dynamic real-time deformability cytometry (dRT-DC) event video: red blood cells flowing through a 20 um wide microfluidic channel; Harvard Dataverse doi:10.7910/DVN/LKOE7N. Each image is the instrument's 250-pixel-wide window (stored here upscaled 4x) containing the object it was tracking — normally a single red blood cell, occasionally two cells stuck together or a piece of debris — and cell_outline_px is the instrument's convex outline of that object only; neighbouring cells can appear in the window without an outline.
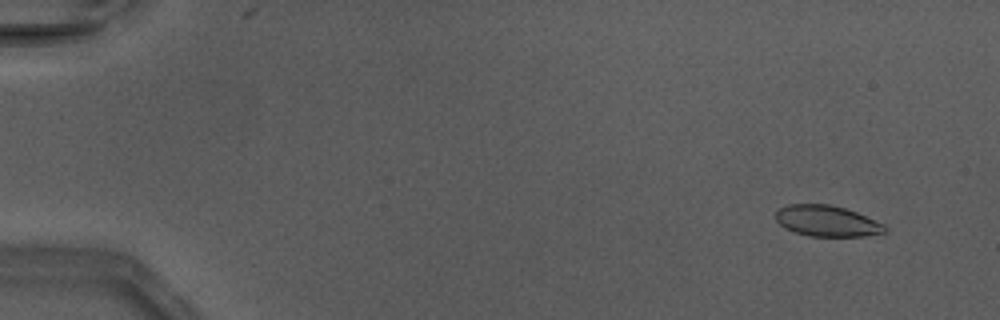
{"species": "Egyptian fruit bat (a non-hibernating species)", "species_latin": "Rousettus aegyptiacus", "temperature_condition": "warm", "stored_images_in_passage": 48, "camera_frame_rate_fps": 3000, "um_per_image_px": 0.085, "animal": {"sex": "male"}, "frame": {"image": 1, "passage_image": 4, "time_ms": 1.0, "image_size_px": [1000, 320], "cell_outline_px": [[888, 232], [864, 236], [808, 236], [784, 228], [776, 220], [776, 212], [780, 208], [788, 204], [828, 204], [844, 208], [856, 212], [884, 224], [888, 228]], "centroid_in_image_um": [70.3, 18.79], "position_along_channel_um": 14.7, "area_um2": 19.65}}
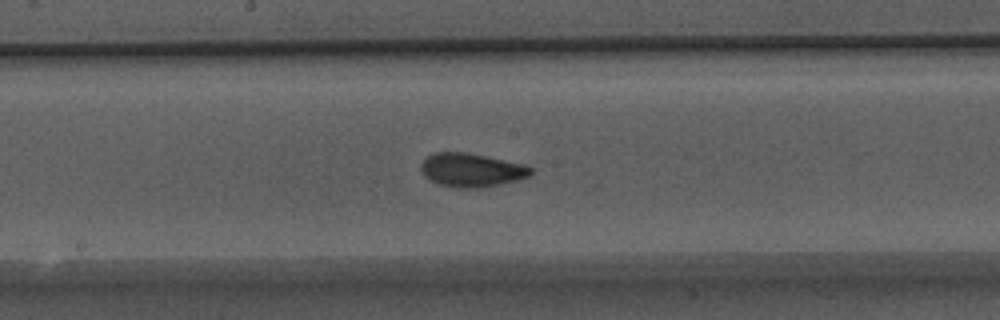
{"frame": {"image": 2, "passage_image": 27, "time_ms": 8.667, "image_size_px": [1000, 320], "cell_outline_px": [[532, 172], [528, 176], [516, 180], [500, 184], [476, 188], [464, 188], [440, 184], [424, 176], [420, 168], [420, 164], [432, 152], [464, 152], [524, 164], [532, 168]], "centroid_in_image_um": [40.05, 14.44], "position_along_channel_um": 208.1, "area_um2": 21.15}}
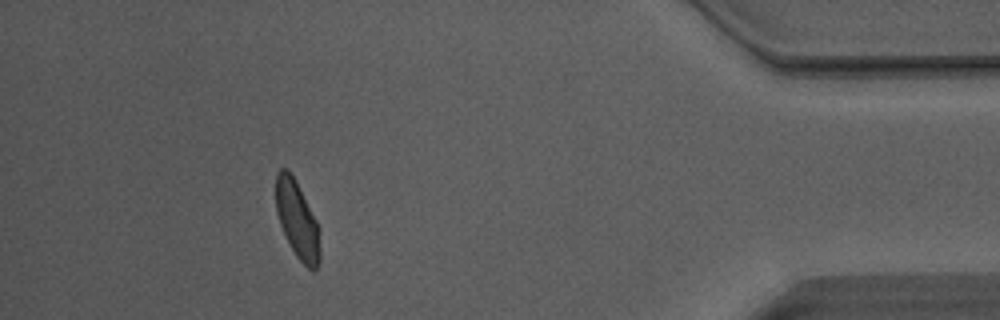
{"frame": {"image": 3, "passage_image": 44, "time_ms": 14.333, "image_size_px": [1000, 320], "cell_outline_px": [[320, 260], [316, 268], [312, 272], [296, 256], [280, 224], [276, 212], [276, 172], [280, 168], [288, 168], [296, 180], [316, 220], [320, 248]], "centroid_in_image_um": [25.25, 18.65], "position_along_channel_um": 409.9, "area_um2": 19.65}}